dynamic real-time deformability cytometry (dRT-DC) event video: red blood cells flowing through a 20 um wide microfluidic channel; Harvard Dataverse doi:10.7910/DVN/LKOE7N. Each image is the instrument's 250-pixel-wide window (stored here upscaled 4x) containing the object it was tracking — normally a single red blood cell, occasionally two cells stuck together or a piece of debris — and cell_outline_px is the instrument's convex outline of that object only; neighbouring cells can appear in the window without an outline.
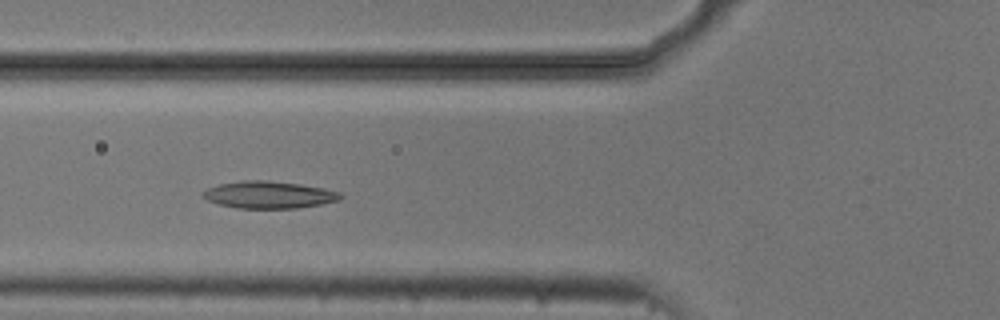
{"species": "common noctule bat (a hibernating species)", "species_latin": "Nyctalus noctula", "temperature_condition": "cold", "stored_images_in_passage": 7, "camera_frame_rate_fps": 3000, "um_per_image_px": 0.085, "animal": {"sex": "male", "body_mass_g": 20.5, "forearm_length_mm": 52.5}, "frame": {"image": 1, "passage_image": 6, "time_ms": 1.667, "image_size_px": [1000, 320], "cell_outline_px": [[344, 196], [340, 200], [320, 204], [296, 208], [236, 208], [220, 204], [208, 200], [200, 196], [200, 192], [208, 188], [220, 184], [244, 180], [268, 180], [300, 184], [324, 188], [340, 192]], "centroid_in_image_um": [22.85, 16.55], "position_along_channel_um": 102.9, "area_um2": 21.79}}
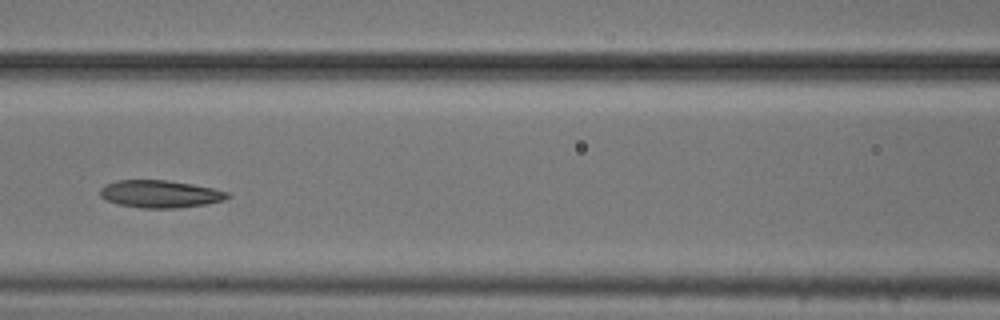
{"frame": {"image": 2, "passage_image": 7, "time_ms": 2.0, "image_size_px": [1000, 320], "cell_outline_px": [[232, 196], [224, 200], [208, 204], [180, 208], [140, 208], [120, 204], [108, 200], [100, 196], [100, 188], [104, 184], [116, 180], [168, 180], [192, 184], [212, 188], [228, 192]], "centroid_in_image_um": [13.63, 16.48], "position_along_channel_um": 153.0, "area_um2": 20.52}}